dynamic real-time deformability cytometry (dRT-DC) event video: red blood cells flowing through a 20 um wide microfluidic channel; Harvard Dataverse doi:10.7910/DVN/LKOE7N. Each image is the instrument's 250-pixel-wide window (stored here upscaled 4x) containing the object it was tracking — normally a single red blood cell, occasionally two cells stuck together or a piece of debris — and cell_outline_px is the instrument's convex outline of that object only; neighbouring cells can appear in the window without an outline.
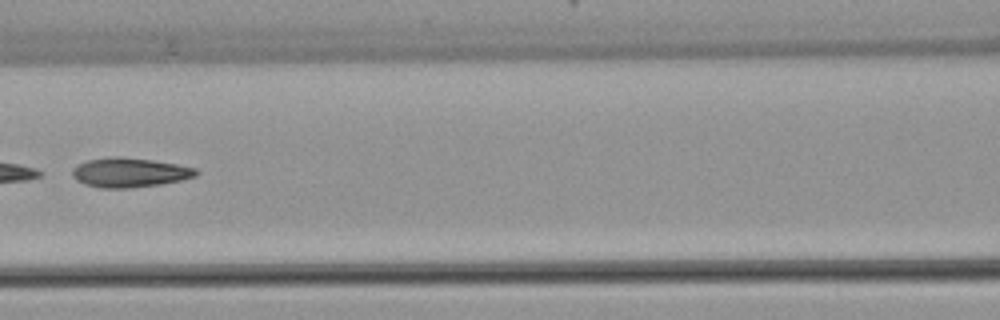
{"species": "common noctule bat (a hibernating species)", "species_latin": "Nyctalus noctula", "temperature_condition": "warm", "stored_images_in_passage": 7, "camera_frame_rate_fps": 3000, "um_per_image_px": 0.085, "animal": {"sex": "female", "body_mass_g": 22.7, "forearm_length_mm": 54.2}, "frame": {"image": 1, "passage_image": 7, "time_ms": 7.333, "image_size_px": [1000, 320], "cell_outline_px": [[200, 172], [196, 176], [180, 180], [160, 184], [128, 188], [100, 188], [84, 184], [76, 180], [72, 176], [72, 168], [76, 164], [88, 160], [112, 156], [120, 156], [152, 160], [176, 164], [196, 168]], "centroid_in_image_um": [10.98, 14.66], "position_along_channel_um": 155.6, "area_um2": 21.33}}